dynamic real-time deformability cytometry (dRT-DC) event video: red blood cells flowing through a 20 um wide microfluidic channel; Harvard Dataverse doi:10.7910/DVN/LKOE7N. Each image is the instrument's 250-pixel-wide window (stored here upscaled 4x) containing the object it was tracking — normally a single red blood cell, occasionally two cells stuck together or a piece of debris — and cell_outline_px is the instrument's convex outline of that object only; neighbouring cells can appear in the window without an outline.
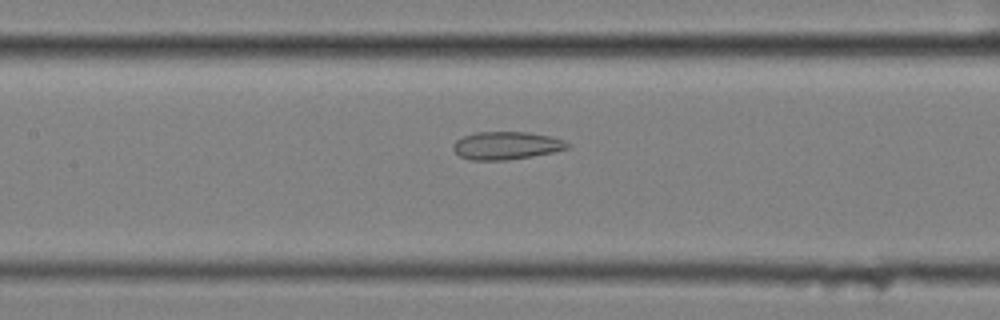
{"species": "common noctule bat (a hibernating species)", "species_latin": "Nyctalus noctula", "temperature_condition": "cold", "stored_images_in_passage": 43, "camera_frame_rate_fps": 3000, "um_per_image_px": 0.085, "animal": {"sex": "female", "body_mass_g": 25.1}, "frame": {"image": 1, "passage_image": 12, "time_ms": 3.667, "image_size_px": [1000, 320], "cell_outline_px": [[572, 144], [568, 148], [552, 152], [532, 156], [504, 160], [472, 160], [460, 156], [452, 148], [452, 144], [456, 140], [464, 136], [476, 132], [528, 132], [552, 136], [564, 140]], "centroid_in_image_um": [43.05, 12.36], "position_along_channel_um": 164.3, "area_um2": 18.55}}
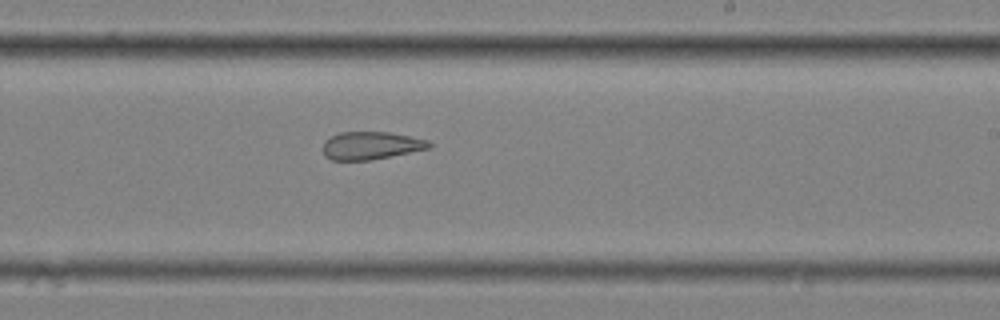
{"frame": {"image": 2, "passage_image": 20, "time_ms": 6.333, "image_size_px": [1000, 320], "cell_outline_px": [[432, 148], [368, 160], [332, 160], [324, 156], [324, 144], [332, 136], [340, 132], [388, 132], [428, 140], [432, 144]], "centroid_in_image_um": [31.56, 12.37], "position_along_channel_um": 257.4, "area_um2": 16.94}}
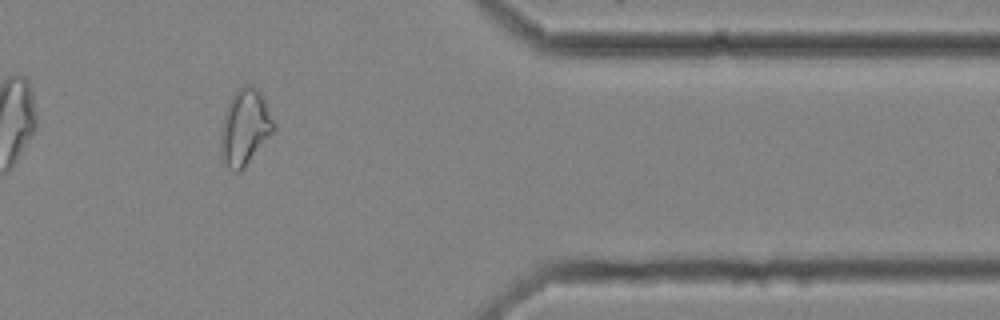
{"frame": {"image": 3, "passage_image": 33, "time_ms": 10.667, "image_size_px": [1000, 320], "cell_outline_px": [[276, 128], [244, 168], [240, 172], [236, 172], [228, 168], [220, 160], [220, 136], [224, 112], [232, 96], [240, 88], [248, 84], [252, 84], [260, 92], [276, 124]], "centroid_in_image_um": [20.79, 10.86], "position_along_channel_um": 390.6, "area_um2": 23.52}, "authors_computed_cell_mechanics": {"area_um2": 20.1144, "velocity_mm_per_s": 3.5069, "shape_relaxation_time_tau1_ms": null, "shape_relaxation_time_tau2_ms": 2.2063, "deformation_change_tau1": null, "deformation_change_tau2": 0.0975}}